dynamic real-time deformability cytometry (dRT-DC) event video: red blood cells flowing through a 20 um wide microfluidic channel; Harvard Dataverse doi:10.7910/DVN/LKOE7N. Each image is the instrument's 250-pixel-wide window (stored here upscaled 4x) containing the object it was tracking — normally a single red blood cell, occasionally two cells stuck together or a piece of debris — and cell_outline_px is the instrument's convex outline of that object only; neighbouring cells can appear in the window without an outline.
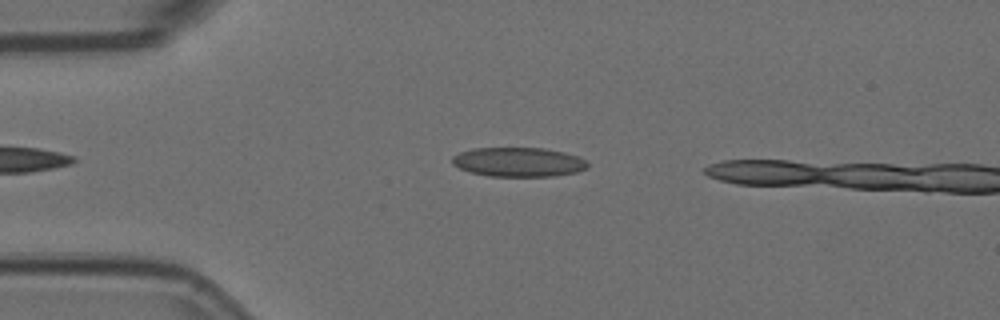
{"species": "Egyptian fruit bat (a non-hibernating species)", "species_latin": "Rousettus aegyptiacus", "temperature_condition": "room temperature", "stored_images_in_passage": 5, "camera_frame_rate_fps": 3000, "um_per_image_px": 0.085, "animal": {"sex": "female"}, "frame": {"image": 1, "passage_image": 3, "time_ms": 0.667, "image_size_px": [1000, 320], "cell_outline_px": [[588, 168], [576, 172], [556, 176], [488, 176], [472, 172], [460, 168], [452, 164], [452, 156], [460, 152], [472, 148], [544, 148], [564, 152], [576, 156], [584, 160], [588, 164]], "centroid_in_image_um": [44.06, 13.77], "position_along_channel_um": 40.9, "area_um2": 23.06}}